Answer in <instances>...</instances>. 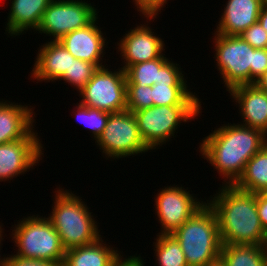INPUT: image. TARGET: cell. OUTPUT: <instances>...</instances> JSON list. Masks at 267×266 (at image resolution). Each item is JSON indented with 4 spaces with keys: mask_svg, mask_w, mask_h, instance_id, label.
Returning a JSON list of instances; mask_svg holds the SVG:
<instances>
[{
    "mask_svg": "<svg viewBox=\"0 0 267 266\" xmlns=\"http://www.w3.org/2000/svg\"><path fill=\"white\" fill-rule=\"evenodd\" d=\"M266 143L267 135L261 130L228 123L204 137L199 152L223 176L225 185H234L249 159Z\"/></svg>",
    "mask_w": 267,
    "mask_h": 266,
    "instance_id": "cell-1",
    "label": "cell"
},
{
    "mask_svg": "<svg viewBox=\"0 0 267 266\" xmlns=\"http://www.w3.org/2000/svg\"><path fill=\"white\" fill-rule=\"evenodd\" d=\"M206 202L216 214L222 244L263 245L266 231L257 212L256 193L222 186Z\"/></svg>",
    "mask_w": 267,
    "mask_h": 266,
    "instance_id": "cell-2",
    "label": "cell"
},
{
    "mask_svg": "<svg viewBox=\"0 0 267 266\" xmlns=\"http://www.w3.org/2000/svg\"><path fill=\"white\" fill-rule=\"evenodd\" d=\"M54 199L53 211L47 217L66 250L92 244L101 237L97 221L79 196L59 188Z\"/></svg>",
    "mask_w": 267,
    "mask_h": 266,
    "instance_id": "cell-3",
    "label": "cell"
},
{
    "mask_svg": "<svg viewBox=\"0 0 267 266\" xmlns=\"http://www.w3.org/2000/svg\"><path fill=\"white\" fill-rule=\"evenodd\" d=\"M171 235L180 244L188 266H205L220 257L222 242L219 225L208 203Z\"/></svg>",
    "mask_w": 267,
    "mask_h": 266,
    "instance_id": "cell-4",
    "label": "cell"
},
{
    "mask_svg": "<svg viewBox=\"0 0 267 266\" xmlns=\"http://www.w3.org/2000/svg\"><path fill=\"white\" fill-rule=\"evenodd\" d=\"M13 228L12 240L18 247L15 255L63 264L66 249L47 217H39L38 214L28 216L17 222Z\"/></svg>",
    "mask_w": 267,
    "mask_h": 266,
    "instance_id": "cell-5",
    "label": "cell"
},
{
    "mask_svg": "<svg viewBox=\"0 0 267 266\" xmlns=\"http://www.w3.org/2000/svg\"><path fill=\"white\" fill-rule=\"evenodd\" d=\"M201 105L152 106L133 112L144 143L151 149L166 144L178 126L198 116Z\"/></svg>",
    "mask_w": 267,
    "mask_h": 266,
    "instance_id": "cell-6",
    "label": "cell"
},
{
    "mask_svg": "<svg viewBox=\"0 0 267 266\" xmlns=\"http://www.w3.org/2000/svg\"><path fill=\"white\" fill-rule=\"evenodd\" d=\"M106 158L119 159L151 150L141 137L133 112L110 113L104 131L97 141Z\"/></svg>",
    "mask_w": 267,
    "mask_h": 266,
    "instance_id": "cell-7",
    "label": "cell"
},
{
    "mask_svg": "<svg viewBox=\"0 0 267 266\" xmlns=\"http://www.w3.org/2000/svg\"><path fill=\"white\" fill-rule=\"evenodd\" d=\"M217 68L227 91L250 84V66H253L254 48L240 36L214 33Z\"/></svg>",
    "mask_w": 267,
    "mask_h": 266,
    "instance_id": "cell-8",
    "label": "cell"
},
{
    "mask_svg": "<svg viewBox=\"0 0 267 266\" xmlns=\"http://www.w3.org/2000/svg\"><path fill=\"white\" fill-rule=\"evenodd\" d=\"M79 102L89 108L117 113L126 110V73L122 68L111 71L103 66L79 92Z\"/></svg>",
    "mask_w": 267,
    "mask_h": 266,
    "instance_id": "cell-9",
    "label": "cell"
},
{
    "mask_svg": "<svg viewBox=\"0 0 267 266\" xmlns=\"http://www.w3.org/2000/svg\"><path fill=\"white\" fill-rule=\"evenodd\" d=\"M91 3L80 0H52L43 13L36 31L51 40L58 41L64 35L91 24L97 17V9Z\"/></svg>",
    "mask_w": 267,
    "mask_h": 266,
    "instance_id": "cell-10",
    "label": "cell"
},
{
    "mask_svg": "<svg viewBox=\"0 0 267 266\" xmlns=\"http://www.w3.org/2000/svg\"><path fill=\"white\" fill-rule=\"evenodd\" d=\"M155 196L156 214L162 227L159 235H171L206 203L177 185L167 186Z\"/></svg>",
    "mask_w": 267,
    "mask_h": 266,
    "instance_id": "cell-11",
    "label": "cell"
},
{
    "mask_svg": "<svg viewBox=\"0 0 267 266\" xmlns=\"http://www.w3.org/2000/svg\"><path fill=\"white\" fill-rule=\"evenodd\" d=\"M37 136L32 131L24 139L0 144V182L24 174L42 160L43 146Z\"/></svg>",
    "mask_w": 267,
    "mask_h": 266,
    "instance_id": "cell-12",
    "label": "cell"
},
{
    "mask_svg": "<svg viewBox=\"0 0 267 266\" xmlns=\"http://www.w3.org/2000/svg\"><path fill=\"white\" fill-rule=\"evenodd\" d=\"M140 25L130 29L117 43L118 52H121L120 55L123 57L124 64L121 68L124 71L133 64L159 58L165 50L164 41L154 34L153 29L144 24Z\"/></svg>",
    "mask_w": 267,
    "mask_h": 266,
    "instance_id": "cell-13",
    "label": "cell"
},
{
    "mask_svg": "<svg viewBox=\"0 0 267 266\" xmlns=\"http://www.w3.org/2000/svg\"><path fill=\"white\" fill-rule=\"evenodd\" d=\"M98 17L88 26L64 35L59 41L76 58L103 67L106 38L97 26Z\"/></svg>",
    "mask_w": 267,
    "mask_h": 266,
    "instance_id": "cell-14",
    "label": "cell"
},
{
    "mask_svg": "<svg viewBox=\"0 0 267 266\" xmlns=\"http://www.w3.org/2000/svg\"><path fill=\"white\" fill-rule=\"evenodd\" d=\"M229 93L239 104V113L243 118V124H240L259 129L267 135V92L256 84H248L236 86Z\"/></svg>",
    "mask_w": 267,
    "mask_h": 266,
    "instance_id": "cell-15",
    "label": "cell"
},
{
    "mask_svg": "<svg viewBox=\"0 0 267 266\" xmlns=\"http://www.w3.org/2000/svg\"><path fill=\"white\" fill-rule=\"evenodd\" d=\"M38 52L31 76L41 82L59 80L76 59L59 40L46 42Z\"/></svg>",
    "mask_w": 267,
    "mask_h": 266,
    "instance_id": "cell-16",
    "label": "cell"
},
{
    "mask_svg": "<svg viewBox=\"0 0 267 266\" xmlns=\"http://www.w3.org/2000/svg\"><path fill=\"white\" fill-rule=\"evenodd\" d=\"M263 4V0H228L215 33L239 36L258 21Z\"/></svg>",
    "mask_w": 267,
    "mask_h": 266,
    "instance_id": "cell-17",
    "label": "cell"
},
{
    "mask_svg": "<svg viewBox=\"0 0 267 266\" xmlns=\"http://www.w3.org/2000/svg\"><path fill=\"white\" fill-rule=\"evenodd\" d=\"M3 101H0V144L26 138L34 130L33 107Z\"/></svg>",
    "mask_w": 267,
    "mask_h": 266,
    "instance_id": "cell-18",
    "label": "cell"
},
{
    "mask_svg": "<svg viewBox=\"0 0 267 266\" xmlns=\"http://www.w3.org/2000/svg\"><path fill=\"white\" fill-rule=\"evenodd\" d=\"M52 0H12L6 23L10 36H18L25 30H37L42 16ZM15 35V36H14Z\"/></svg>",
    "mask_w": 267,
    "mask_h": 266,
    "instance_id": "cell-19",
    "label": "cell"
},
{
    "mask_svg": "<svg viewBox=\"0 0 267 266\" xmlns=\"http://www.w3.org/2000/svg\"><path fill=\"white\" fill-rule=\"evenodd\" d=\"M120 255L100 237L92 244L66 250L62 266H112Z\"/></svg>",
    "mask_w": 267,
    "mask_h": 266,
    "instance_id": "cell-20",
    "label": "cell"
},
{
    "mask_svg": "<svg viewBox=\"0 0 267 266\" xmlns=\"http://www.w3.org/2000/svg\"><path fill=\"white\" fill-rule=\"evenodd\" d=\"M234 186L251 193H267V143L249 159Z\"/></svg>",
    "mask_w": 267,
    "mask_h": 266,
    "instance_id": "cell-21",
    "label": "cell"
},
{
    "mask_svg": "<svg viewBox=\"0 0 267 266\" xmlns=\"http://www.w3.org/2000/svg\"><path fill=\"white\" fill-rule=\"evenodd\" d=\"M219 258L225 266H267L263 245L222 244Z\"/></svg>",
    "mask_w": 267,
    "mask_h": 266,
    "instance_id": "cell-22",
    "label": "cell"
},
{
    "mask_svg": "<svg viewBox=\"0 0 267 266\" xmlns=\"http://www.w3.org/2000/svg\"><path fill=\"white\" fill-rule=\"evenodd\" d=\"M154 106L201 105L186 83H156L152 86Z\"/></svg>",
    "mask_w": 267,
    "mask_h": 266,
    "instance_id": "cell-23",
    "label": "cell"
},
{
    "mask_svg": "<svg viewBox=\"0 0 267 266\" xmlns=\"http://www.w3.org/2000/svg\"><path fill=\"white\" fill-rule=\"evenodd\" d=\"M162 54L159 58L129 66L126 70V86H153L157 83L159 69L169 60Z\"/></svg>",
    "mask_w": 267,
    "mask_h": 266,
    "instance_id": "cell-24",
    "label": "cell"
},
{
    "mask_svg": "<svg viewBox=\"0 0 267 266\" xmlns=\"http://www.w3.org/2000/svg\"><path fill=\"white\" fill-rule=\"evenodd\" d=\"M154 246L159 266H188L180 244L172 235H157Z\"/></svg>",
    "mask_w": 267,
    "mask_h": 266,
    "instance_id": "cell-25",
    "label": "cell"
},
{
    "mask_svg": "<svg viewBox=\"0 0 267 266\" xmlns=\"http://www.w3.org/2000/svg\"><path fill=\"white\" fill-rule=\"evenodd\" d=\"M77 110L74 113L75 116H77V120L81 124H84L87 126V129L92 132V136H94L93 139L96 141L104 131V128L106 126L107 120L109 118V112L98 110V109H92L89 108L80 102L75 107Z\"/></svg>",
    "mask_w": 267,
    "mask_h": 266,
    "instance_id": "cell-26",
    "label": "cell"
},
{
    "mask_svg": "<svg viewBox=\"0 0 267 266\" xmlns=\"http://www.w3.org/2000/svg\"><path fill=\"white\" fill-rule=\"evenodd\" d=\"M97 69L98 67L93 63L75 59L72 61L69 72H65L59 80L66 81L65 83L73 85L80 92Z\"/></svg>",
    "mask_w": 267,
    "mask_h": 266,
    "instance_id": "cell-27",
    "label": "cell"
},
{
    "mask_svg": "<svg viewBox=\"0 0 267 266\" xmlns=\"http://www.w3.org/2000/svg\"><path fill=\"white\" fill-rule=\"evenodd\" d=\"M126 110L136 112L154 106L151 86H126Z\"/></svg>",
    "mask_w": 267,
    "mask_h": 266,
    "instance_id": "cell-28",
    "label": "cell"
},
{
    "mask_svg": "<svg viewBox=\"0 0 267 266\" xmlns=\"http://www.w3.org/2000/svg\"><path fill=\"white\" fill-rule=\"evenodd\" d=\"M239 36L254 49H267V31L259 21L251 25Z\"/></svg>",
    "mask_w": 267,
    "mask_h": 266,
    "instance_id": "cell-29",
    "label": "cell"
},
{
    "mask_svg": "<svg viewBox=\"0 0 267 266\" xmlns=\"http://www.w3.org/2000/svg\"><path fill=\"white\" fill-rule=\"evenodd\" d=\"M179 64L168 60L160 69L157 83H187ZM181 70V71H180Z\"/></svg>",
    "mask_w": 267,
    "mask_h": 266,
    "instance_id": "cell-30",
    "label": "cell"
},
{
    "mask_svg": "<svg viewBox=\"0 0 267 266\" xmlns=\"http://www.w3.org/2000/svg\"><path fill=\"white\" fill-rule=\"evenodd\" d=\"M267 71V49H254L253 66H250V84L256 81Z\"/></svg>",
    "mask_w": 267,
    "mask_h": 266,
    "instance_id": "cell-31",
    "label": "cell"
},
{
    "mask_svg": "<svg viewBox=\"0 0 267 266\" xmlns=\"http://www.w3.org/2000/svg\"><path fill=\"white\" fill-rule=\"evenodd\" d=\"M139 13L151 22L158 16V12L165 6L167 0H133ZM157 15V16H156Z\"/></svg>",
    "mask_w": 267,
    "mask_h": 266,
    "instance_id": "cell-32",
    "label": "cell"
},
{
    "mask_svg": "<svg viewBox=\"0 0 267 266\" xmlns=\"http://www.w3.org/2000/svg\"><path fill=\"white\" fill-rule=\"evenodd\" d=\"M6 266H62L59 262L23 258L17 255L6 257Z\"/></svg>",
    "mask_w": 267,
    "mask_h": 266,
    "instance_id": "cell-33",
    "label": "cell"
},
{
    "mask_svg": "<svg viewBox=\"0 0 267 266\" xmlns=\"http://www.w3.org/2000/svg\"><path fill=\"white\" fill-rule=\"evenodd\" d=\"M257 212L263 229L267 232V193H256Z\"/></svg>",
    "mask_w": 267,
    "mask_h": 266,
    "instance_id": "cell-34",
    "label": "cell"
},
{
    "mask_svg": "<svg viewBox=\"0 0 267 266\" xmlns=\"http://www.w3.org/2000/svg\"><path fill=\"white\" fill-rule=\"evenodd\" d=\"M123 255L120 257L112 264V266H144L145 262L143 259H141L140 256H130L128 258H122Z\"/></svg>",
    "mask_w": 267,
    "mask_h": 266,
    "instance_id": "cell-35",
    "label": "cell"
},
{
    "mask_svg": "<svg viewBox=\"0 0 267 266\" xmlns=\"http://www.w3.org/2000/svg\"><path fill=\"white\" fill-rule=\"evenodd\" d=\"M258 21L261 26L267 31V4H263Z\"/></svg>",
    "mask_w": 267,
    "mask_h": 266,
    "instance_id": "cell-36",
    "label": "cell"
},
{
    "mask_svg": "<svg viewBox=\"0 0 267 266\" xmlns=\"http://www.w3.org/2000/svg\"><path fill=\"white\" fill-rule=\"evenodd\" d=\"M260 89L267 92V71L255 83Z\"/></svg>",
    "mask_w": 267,
    "mask_h": 266,
    "instance_id": "cell-37",
    "label": "cell"
},
{
    "mask_svg": "<svg viewBox=\"0 0 267 266\" xmlns=\"http://www.w3.org/2000/svg\"><path fill=\"white\" fill-rule=\"evenodd\" d=\"M205 266H225V265L222 263V261L219 258L218 260H216V261H214V262H212L210 264H207Z\"/></svg>",
    "mask_w": 267,
    "mask_h": 266,
    "instance_id": "cell-38",
    "label": "cell"
},
{
    "mask_svg": "<svg viewBox=\"0 0 267 266\" xmlns=\"http://www.w3.org/2000/svg\"><path fill=\"white\" fill-rule=\"evenodd\" d=\"M263 249H264V252H265V258H266V263H267V232H266L265 240H264V243H263Z\"/></svg>",
    "mask_w": 267,
    "mask_h": 266,
    "instance_id": "cell-39",
    "label": "cell"
},
{
    "mask_svg": "<svg viewBox=\"0 0 267 266\" xmlns=\"http://www.w3.org/2000/svg\"><path fill=\"white\" fill-rule=\"evenodd\" d=\"M3 229H2V225H0V244H1V241L4 239V238H2L3 237V235H2V231ZM1 247V246H0ZM1 249V248H0ZM1 259H3V258H1V255H0V260Z\"/></svg>",
    "mask_w": 267,
    "mask_h": 266,
    "instance_id": "cell-40",
    "label": "cell"
},
{
    "mask_svg": "<svg viewBox=\"0 0 267 266\" xmlns=\"http://www.w3.org/2000/svg\"><path fill=\"white\" fill-rule=\"evenodd\" d=\"M0 266H6V257L0 260Z\"/></svg>",
    "mask_w": 267,
    "mask_h": 266,
    "instance_id": "cell-41",
    "label": "cell"
}]
</instances>
